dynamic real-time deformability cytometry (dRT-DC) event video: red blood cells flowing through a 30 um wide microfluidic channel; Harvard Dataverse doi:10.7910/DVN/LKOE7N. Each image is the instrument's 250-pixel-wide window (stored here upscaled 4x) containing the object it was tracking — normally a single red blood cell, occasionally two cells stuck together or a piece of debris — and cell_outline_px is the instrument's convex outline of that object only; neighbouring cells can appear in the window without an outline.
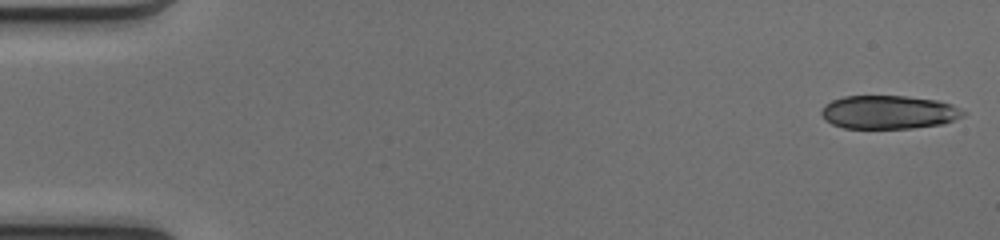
{"species": "common noctule bat (a hibernating species)", "species_latin": "Nyctalus noctula", "temperature_condition": "cold", "stored_images_in_passage": 14, "camera_frame_rate_fps": 3000, "um_per_image_px": 0.085, "animal": {"sex": "female", "body_mass_g": 17.0, "forearm_length_mm": 48.0}, "frame": {"image": 1, "passage_image": 1, "time_ms": 0.0, "image_size_px": [1000, 240], "cell_outline_px": [[968, 112], [964, 116], [940, 124], [912, 128], [844, 128], [832, 124], [824, 120], [820, 112], [824, 104], [832, 100], [844, 96], [904, 96], [936, 100], [952, 104]], "centroid_in_image_um": [75.52, 9.53], "position_along_channel_um": 9.5, "area_um2": 27.74}}
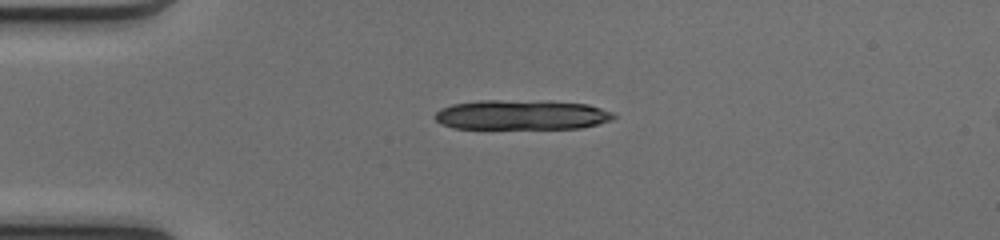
{"frame": {"image": 2, "passage_image": 12, "time_ms": 3.667, "image_size_px": [1000, 240], "cell_outline_px": [[616, 116], [612, 120], [580, 128], [452, 128], [440, 124], [432, 116], [440, 108], [452, 104], [480, 100], [548, 100], [588, 104], [612, 112]], "centroid_in_image_um": [44.3, 9.74], "position_along_channel_um": 40.7, "area_um2": 31.39}}